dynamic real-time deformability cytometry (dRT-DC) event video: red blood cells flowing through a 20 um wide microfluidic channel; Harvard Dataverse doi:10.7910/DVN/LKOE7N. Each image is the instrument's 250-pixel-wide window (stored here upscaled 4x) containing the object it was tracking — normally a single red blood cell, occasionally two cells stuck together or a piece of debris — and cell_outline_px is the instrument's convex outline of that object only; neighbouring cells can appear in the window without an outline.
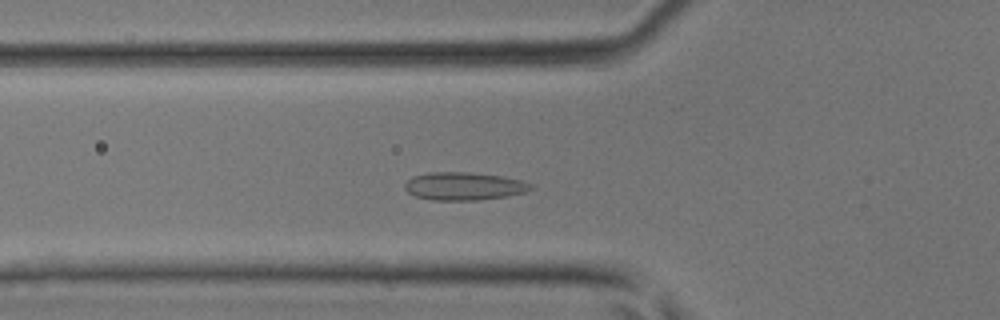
{"species": "common noctule bat (a hibernating species)", "species_latin": "Nyctalus noctula", "temperature_condition": "room temperature", "stored_images_in_passage": 41, "camera_frame_rate_fps": 3000, "um_per_image_px": 0.085, "animal": {"sex": "male", "body_mass_g": 17.9, "forearm_length_mm": 54.2}, "frame": {"image": 1, "passage_image": 13, "time_ms": 4.0, "image_size_px": [1000, 320], "cell_outline_px": [[536, 188], [524, 192], [508, 196], [476, 200], [432, 200], [416, 196], [408, 192], [404, 188], [404, 184], [412, 176], [428, 172], [468, 172], [504, 176], [524, 180], [532, 184]], "centroid_in_image_um": [39.47, 15.81], "position_along_channel_um": 86.3, "area_um2": 20.75}}
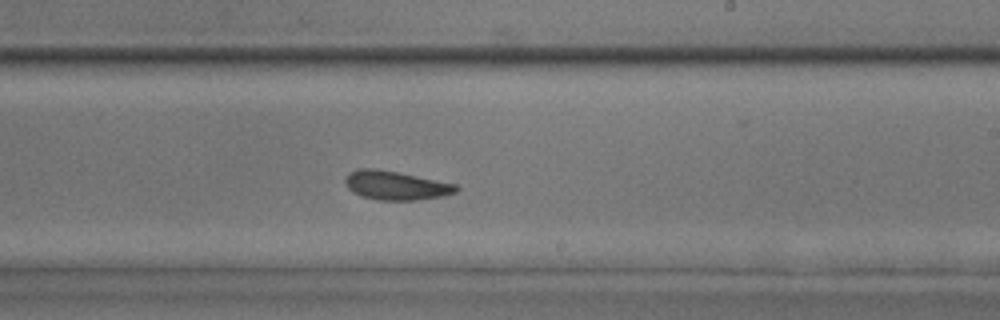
{"frame": {"image": 2, "passage_image": 24, "time_ms": 7.667, "image_size_px": [1000, 320], "cell_outline_px": [[460, 188], [456, 192], [444, 196], [416, 200], [376, 200], [360, 196], [348, 188], [344, 180], [348, 172], [356, 168], [376, 168], [456, 184]], "centroid_in_image_um": [33.61, 15.76], "position_along_channel_um": 255.4, "area_um2": 18.73}}
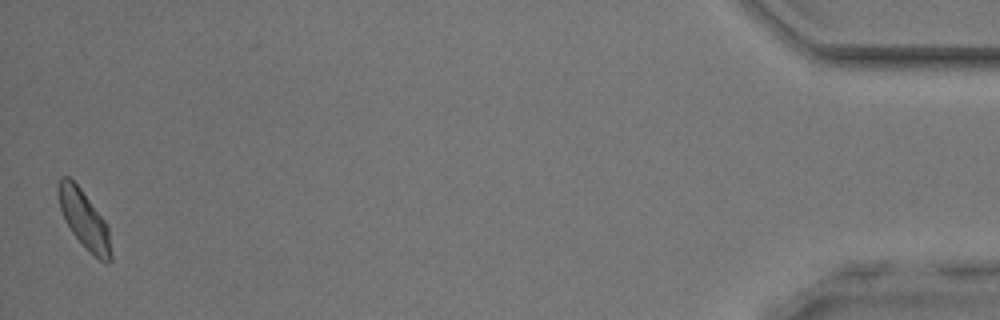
{"frame": {"image": 3, "passage_image": 41, "time_ms": 13.333, "image_size_px": [1000, 320], "cell_outline_px": [[112, 260], [108, 264], [104, 264], [72, 232], [64, 220], [60, 208], [56, 192], [56, 184], [60, 176], [68, 176], [80, 188], [104, 220], [108, 228], [112, 256]], "centroid_in_image_um": [7.12, 18.61], "position_along_channel_um": 428.1, "area_um2": 17.57}}